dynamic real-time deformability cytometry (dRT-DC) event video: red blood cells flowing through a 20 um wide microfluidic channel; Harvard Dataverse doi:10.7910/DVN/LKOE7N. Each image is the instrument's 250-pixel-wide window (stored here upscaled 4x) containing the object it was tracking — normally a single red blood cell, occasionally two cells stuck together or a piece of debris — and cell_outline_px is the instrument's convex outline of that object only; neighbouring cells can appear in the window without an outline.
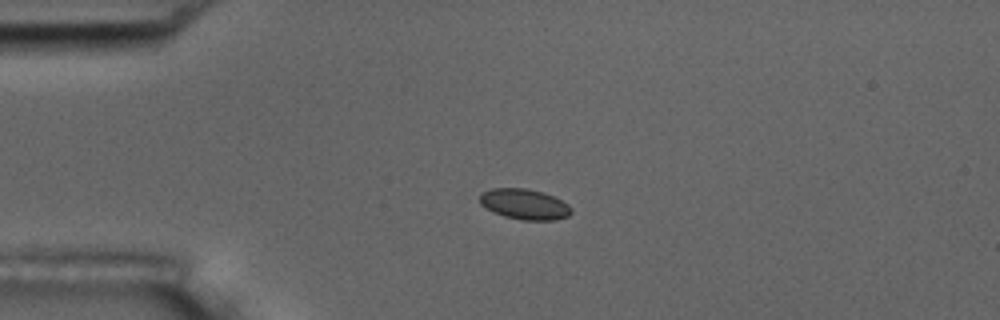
{"species": "common noctule bat (a hibernating species)", "species_latin": "Nyctalus noctula", "temperature_condition": "room temperature", "stored_images_in_passage": 4, "camera_frame_rate_fps": 3000, "um_per_image_px": 0.085, "animal": {"sex": "male", "body_mass_g": 17.5, "forearm_length_mm": 52.3}, "frame": {"image": 1, "passage_image": 3, "time_ms": 2.333, "image_size_px": [1000, 320], "cell_outline_px": [[572, 212], [568, 216], [556, 220], [520, 220], [504, 216], [480, 204], [480, 192], [492, 188], [528, 188], [544, 192], [568, 204], [572, 208]], "centroid_in_image_um": [44.6, 17.35], "position_along_channel_um": 40.4, "area_um2": 16.3}}